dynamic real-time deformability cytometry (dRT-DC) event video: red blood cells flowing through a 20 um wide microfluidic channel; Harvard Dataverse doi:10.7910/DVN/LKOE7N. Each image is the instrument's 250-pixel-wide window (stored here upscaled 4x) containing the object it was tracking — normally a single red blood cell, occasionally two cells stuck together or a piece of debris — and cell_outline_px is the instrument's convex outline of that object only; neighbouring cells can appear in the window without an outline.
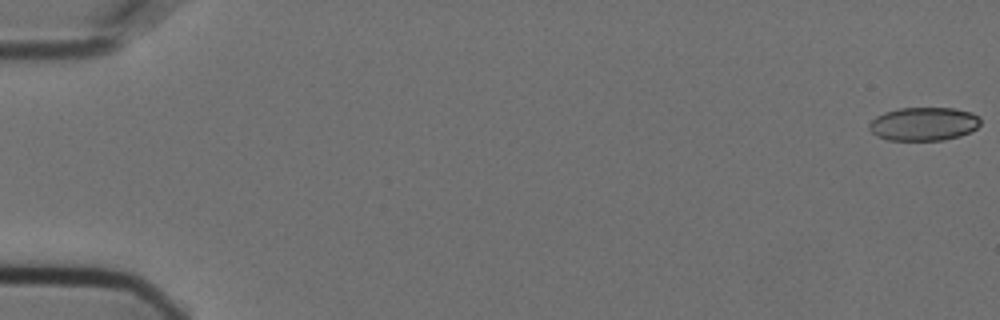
{"species": "Egyptian fruit bat (a non-hibernating species)", "species_latin": "Rousettus aegyptiacus", "temperature_condition": "cold", "stored_images_in_passage": 14, "camera_frame_rate_fps": 3000, "um_per_image_px": 0.085, "animal": {"sex": "female"}, "frame": {"image": 1, "passage_image": 1, "time_ms": 0.0, "image_size_px": [1000, 320], "cell_outline_px": [[980, 124], [976, 128], [960, 136], [944, 140], [888, 140], [876, 136], [868, 128], [868, 124], [876, 116], [884, 112], [900, 108], [956, 108], [972, 112], [980, 116]], "centroid_in_image_um": [78.51, 10.53], "position_along_channel_um": 6.5, "area_um2": 21.85}}